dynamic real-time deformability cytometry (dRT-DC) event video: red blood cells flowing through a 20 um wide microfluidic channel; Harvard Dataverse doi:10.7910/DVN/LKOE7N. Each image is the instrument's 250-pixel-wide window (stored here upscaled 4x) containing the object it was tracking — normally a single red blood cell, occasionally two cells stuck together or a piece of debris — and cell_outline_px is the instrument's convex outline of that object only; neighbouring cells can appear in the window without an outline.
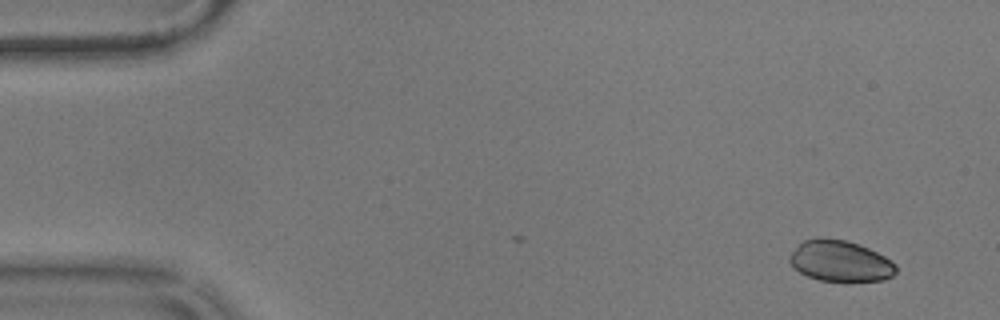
{"species": "common noctule bat (a hibernating species)", "species_latin": "Nyctalus noctula", "temperature_condition": "warm", "stored_images_in_passage": 46, "camera_frame_rate_fps": 3000, "um_per_image_px": 0.085, "animal": {"sex": "male", "body_mass_g": 17.9}, "frame": {"image": 1, "passage_image": 1, "time_ms": 0.0, "image_size_px": [1000, 320], "cell_outline_px": [[896, 272], [892, 276], [884, 280], [820, 280], [808, 276], [800, 272], [788, 260], [788, 256], [804, 240], [816, 236], [824, 236], [848, 240], [860, 244], [884, 256], [896, 264]], "centroid_in_image_um": [71.41, 22.14], "position_along_channel_um": 13.6, "area_um2": 25.37}}
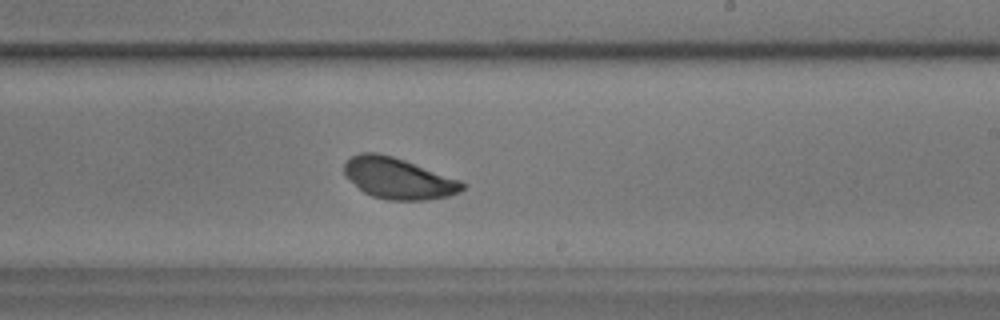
{"frame": {"image": 2, "passage_image": 31, "time_ms": 10.0, "image_size_px": [1000, 320], "cell_outline_px": [[464, 188], [460, 192], [448, 196], [428, 200], [388, 200], [372, 196], [364, 192], [344, 176], [344, 164], [352, 156], [360, 152], [376, 152], [392, 156], [404, 160], [460, 180], [464, 184]], "centroid_in_image_um": [33.83, 15.16], "position_along_channel_um": 255.2, "area_um2": 28.15}}
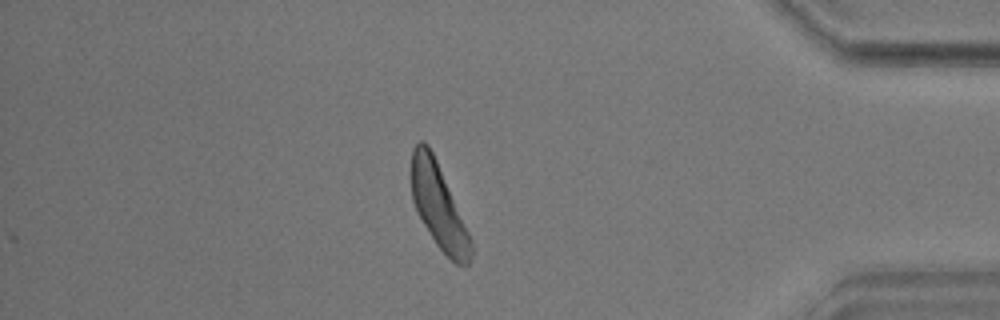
{"frame": {"image": 3, "passage_image": 46, "time_ms": 15.0, "image_size_px": [1000, 320], "cell_outline_px": [[472, 256], [468, 264], [456, 264], [436, 244], [416, 212], [412, 200], [412, 148], [420, 140], [424, 140], [428, 144], [436, 160], [472, 240]], "centroid_in_image_um": [37.27, 17.53], "position_along_channel_um": 397.9, "area_um2": 28.73}, "authors_computed_cell_mechanics": {"area_um2": 28.1775, "velocity_mm_per_s": 3.5479, "shape_relaxation_time_tau1_ms": 2.2402, "shape_relaxation_time_tau2_ms": 5.16, "deformation_change_tau1": 0.0857, "deformation_change_tau2": 0.0954}}